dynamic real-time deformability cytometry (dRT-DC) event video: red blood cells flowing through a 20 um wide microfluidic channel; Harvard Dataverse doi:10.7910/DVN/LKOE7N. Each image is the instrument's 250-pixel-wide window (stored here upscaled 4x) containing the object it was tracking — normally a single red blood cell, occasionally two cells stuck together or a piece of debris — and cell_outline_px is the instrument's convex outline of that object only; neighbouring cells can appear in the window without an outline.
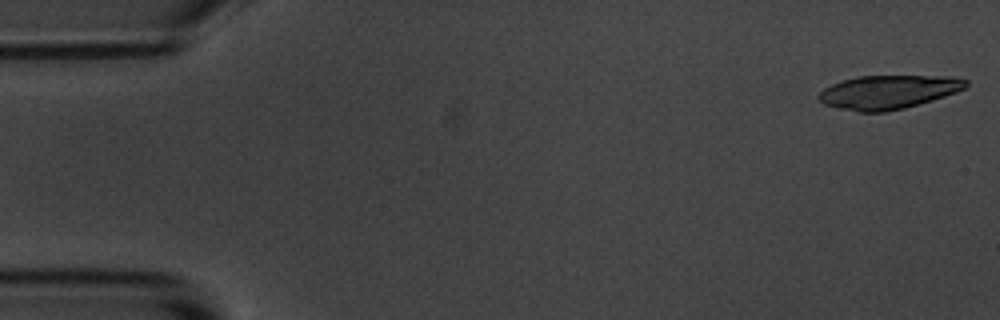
{"species": "common noctule bat (a hibernating species)", "species_latin": "Nyctalus noctula", "temperature_condition": "room temperature", "stored_images_in_passage": 54, "camera_frame_rate_fps": 3000, "um_per_image_px": 0.085, "animal": {"sex": "male", "body_mass_g": 20.1, "forearm_length_mm": 53.5}, "frame": {"image": 1, "passage_image": 1, "time_ms": 0.0, "image_size_px": [1000, 320], "cell_outline_px": [[968, 84], [964, 88], [956, 92], [932, 100], [904, 108], [884, 112], [860, 112], [840, 108], [824, 104], [816, 96], [824, 88], [832, 84], [844, 80], [860, 76], [940, 76], [968, 80]], "centroid_in_image_um": [75.47, 7.83], "position_along_channel_um": 9.5, "area_um2": 28.5}}